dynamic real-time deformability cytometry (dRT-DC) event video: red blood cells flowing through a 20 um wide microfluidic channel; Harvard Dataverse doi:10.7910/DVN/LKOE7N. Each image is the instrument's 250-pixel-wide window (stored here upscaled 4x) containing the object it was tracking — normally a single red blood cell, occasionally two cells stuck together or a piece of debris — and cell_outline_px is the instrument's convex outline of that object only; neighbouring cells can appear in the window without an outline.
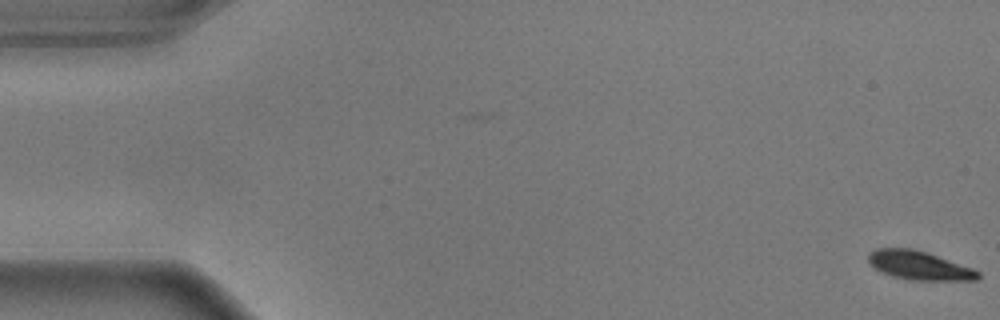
{"species": "common noctule bat (a hibernating species)", "species_latin": "Nyctalus noctula", "temperature_condition": "warm", "stored_images_in_passage": 57, "camera_frame_rate_fps": 3000, "um_per_image_px": 0.085, "animal": {"sex": "male", "body_mass_g": 17.9}, "frame": {"image": 1, "passage_image": 1, "time_ms": 0.0, "image_size_px": [1000, 320], "cell_outline_px": [[980, 276], [976, 280], [908, 280], [892, 276], [880, 272], [868, 260], [868, 252], [876, 248], [912, 248], [928, 252], [972, 268], [980, 272]], "centroid_in_image_um": [78.11, 22.55], "position_along_channel_um": 6.9, "area_um2": 18.44}}
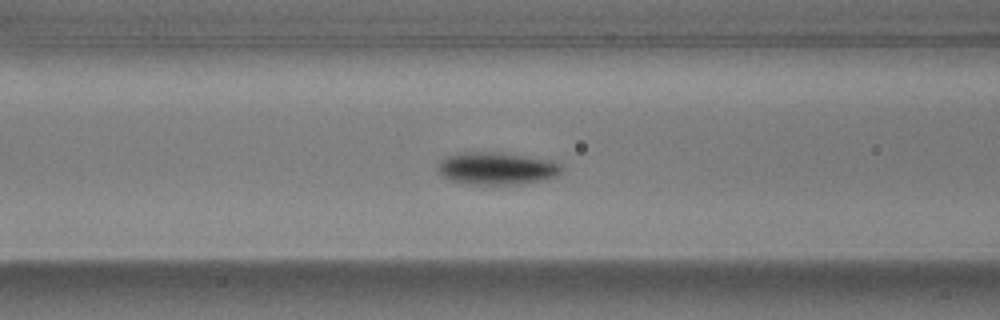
{"frame": {"image": 2, "passage_image": 23, "time_ms": 7.333, "image_size_px": [1000, 320], "cell_outline_px": [[564, 168], [560, 176], [540, 180], [516, 184], [468, 184], [452, 180], [436, 172], [436, 164], [444, 156], [456, 152], [500, 152], [524, 156], [544, 160], [560, 164]], "centroid_in_image_um": [42.14, 14.3], "position_along_channel_um": 124.5, "area_um2": 23.47}}
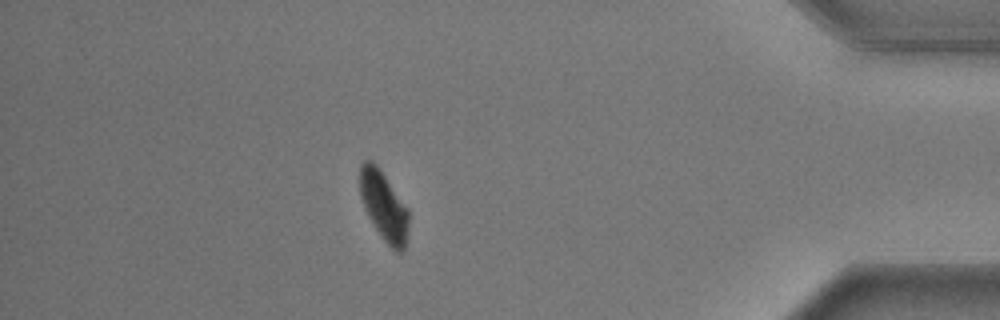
{"frame": {"image": 3, "passage_image": 50, "time_ms": 16.333, "image_size_px": [1000, 320], "cell_outline_px": [[408, 228], [404, 252], [396, 252], [384, 240], [372, 224], [364, 208], [360, 196], [360, 164], [364, 160], [372, 160], [380, 168], [408, 208]], "centroid_in_image_um": [32.62, 17.49], "position_along_channel_um": 402.6, "area_um2": 19.83}, "authors_computed_cell_mechanics": {"area_um2": 20.9814, "velocity_mm_per_s": 3.5826, "shape_relaxation_time_tau1_ms": 2.411, "shape_relaxation_time_tau2_ms": null, "deformation_change_tau1": 0.1724, "deformation_change_tau2": null}}